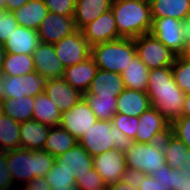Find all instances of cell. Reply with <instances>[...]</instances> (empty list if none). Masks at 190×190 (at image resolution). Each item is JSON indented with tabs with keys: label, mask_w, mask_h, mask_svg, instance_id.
<instances>
[{
	"label": "cell",
	"mask_w": 190,
	"mask_h": 190,
	"mask_svg": "<svg viewBox=\"0 0 190 190\" xmlns=\"http://www.w3.org/2000/svg\"><path fill=\"white\" fill-rule=\"evenodd\" d=\"M55 157L44 150L18 148L0 154V190H13L29 181L45 177Z\"/></svg>",
	"instance_id": "cell-1"
},
{
	"label": "cell",
	"mask_w": 190,
	"mask_h": 190,
	"mask_svg": "<svg viewBox=\"0 0 190 190\" xmlns=\"http://www.w3.org/2000/svg\"><path fill=\"white\" fill-rule=\"evenodd\" d=\"M146 93L170 124L181 117L186 94L175 83L171 66L150 69Z\"/></svg>",
	"instance_id": "cell-2"
},
{
	"label": "cell",
	"mask_w": 190,
	"mask_h": 190,
	"mask_svg": "<svg viewBox=\"0 0 190 190\" xmlns=\"http://www.w3.org/2000/svg\"><path fill=\"white\" fill-rule=\"evenodd\" d=\"M111 10L120 38L135 39L151 32L149 0H113Z\"/></svg>",
	"instance_id": "cell-3"
},
{
	"label": "cell",
	"mask_w": 190,
	"mask_h": 190,
	"mask_svg": "<svg viewBox=\"0 0 190 190\" xmlns=\"http://www.w3.org/2000/svg\"><path fill=\"white\" fill-rule=\"evenodd\" d=\"M133 143L132 139L112 125L111 120H97L78 140V144L92 157L112 149L126 153Z\"/></svg>",
	"instance_id": "cell-4"
},
{
	"label": "cell",
	"mask_w": 190,
	"mask_h": 190,
	"mask_svg": "<svg viewBox=\"0 0 190 190\" xmlns=\"http://www.w3.org/2000/svg\"><path fill=\"white\" fill-rule=\"evenodd\" d=\"M136 55L134 39L130 38H120L91 47V56L98 69L120 74Z\"/></svg>",
	"instance_id": "cell-5"
},
{
	"label": "cell",
	"mask_w": 190,
	"mask_h": 190,
	"mask_svg": "<svg viewBox=\"0 0 190 190\" xmlns=\"http://www.w3.org/2000/svg\"><path fill=\"white\" fill-rule=\"evenodd\" d=\"M126 167L140 170L146 175H151L165 165L162 141L152 143L134 142L125 153Z\"/></svg>",
	"instance_id": "cell-6"
},
{
	"label": "cell",
	"mask_w": 190,
	"mask_h": 190,
	"mask_svg": "<svg viewBox=\"0 0 190 190\" xmlns=\"http://www.w3.org/2000/svg\"><path fill=\"white\" fill-rule=\"evenodd\" d=\"M46 79L33 71L22 76L0 73V103L7 98L35 97L44 92Z\"/></svg>",
	"instance_id": "cell-7"
},
{
	"label": "cell",
	"mask_w": 190,
	"mask_h": 190,
	"mask_svg": "<svg viewBox=\"0 0 190 190\" xmlns=\"http://www.w3.org/2000/svg\"><path fill=\"white\" fill-rule=\"evenodd\" d=\"M136 54L148 69L172 66L177 55L169 50L151 33L134 39Z\"/></svg>",
	"instance_id": "cell-8"
},
{
	"label": "cell",
	"mask_w": 190,
	"mask_h": 190,
	"mask_svg": "<svg viewBox=\"0 0 190 190\" xmlns=\"http://www.w3.org/2000/svg\"><path fill=\"white\" fill-rule=\"evenodd\" d=\"M150 33L177 56L185 53L187 44L184 41L181 20L167 16L153 19Z\"/></svg>",
	"instance_id": "cell-9"
},
{
	"label": "cell",
	"mask_w": 190,
	"mask_h": 190,
	"mask_svg": "<svg viewBox=\"0 0 190 190\" xmlns=\"http://www.w3.org/2000/svg\"><path fill=\"white\" fill-rule=\"evenodd\" d=\"M138 119L135 142L152 143L162 141L170 132L171 124L153 106L143 112Z\"/></svg>",
	"instance_id": "cell-10"
},
{
	"label": "cell",
	"mask_w": 190,
	"mask_h": 190,
	"mask_svg": "<svg viewBox=\"0 0 190 190\" xmlns=\"http://www.w3.org/2000/svg\"><path fill=\"white\" fill-rule=\"evenodd\" d=\"M53 46L64 68L76 65L91 56V46L81 30L62 38Z\"/></svg>",
	"instance_id": "cell-11"
},
{
	"label": "cell",
	"mask_w": 190,
	"mask_h": 190,
	"mask_svg": "<svg viewBox=\"0 0 190 190\" xmlns=\"http://www.w3.org/2000/svg\"><path fill=\"white\" fill-rule=\"evenodd\" d=\"M97 121L84 98H81L71 109L62 113L60 125L78 141Z\"/></svg>",
	"instance_id": "cell-12"
},
{
	"label": "cell",
	"mask_w": 190,
	"mask_h": 190,
	"mask_svg": "<svg viewBox=\"0 0 190 190\" xmlns=\"http://www.w3.org/2000/svg\"><path fill=\"white\" fill-rule=\"evenodd\" d=\"M77 31L73 16H62L53 12H48L37 29L40 42L45 44H55Z\"/></svg>",
	"instance_id": "cell-13"
},
{
	"label": "cell",
	"mask_w": 190,
	"mask_h": 190,
	"mask_svg": "<svg viewBox=\"0 0 190 190\" xmlns=\"http://www.w3.org/2000/svg\"><path fill=\"white\" fill-rule=\"evenodd\" d=\"M93 167L107 185L123 179L126 171L125 153L116 149L105 151L93 157Z\"/></svg>",
	"instance_id": "cell-14"
},
{
	"label": "cell",
	"mask_w": 190,
	"mask_h": 190,
	"mask_svg": "<svg viewBox=\"0 0 190 190\" xmlns=\"http://www.w3.org/2000/svg\"><path fill=\"white\" fill-rule=\"evenodd\" d=\"M85 39L93 45L120 39L112 10L100 15L81 29Z\"/></svg>",
	"instance_id": "cell-15"
},
{
	"label": "cell",
	"mask_w": 190,
	"mask_h": 190,
	"mask_svg": "<svg viewBox=\"0 0 190 190\" xmlns=\"http://www.w3.org/2000/svg\"><path fill=\"white\" fill-rule=\"evenodd\" d=\"M35 72L43 78H59L63 76L64 66L55 54L53 44L40 43L32 52Z\"/></svg>",
	"instance_id": "cell-16"
},
{
	"label": "cell",
	"mask_w": 190,
	"mask_h": 190,
	"mask_svg": "<svg viewBox=\"0 0 190 190\" xmlns=\"http://www.w3.org/2000/svg\"><path fill=\"white\" fill-rule=\"evenodd\" d=\"M44 92L62 113L71 109L83 98V94L73 88L62 77L47 79Z\"/></svg>",
	"instance_id": "cell-17"
},
{
	"label": "cell",
	"mask_w": 190,
	"mask_h": 190,
	"mask_svg": "<svg viewBox=\"0 0 190 190\" xmlns=\"http://www.w3.org/2000/svg\"><path fill=\"white\" fill-rule=\"evenodd\" d=\"M124 89V82L120 73L98 69L89 89L83 95L118 97Z\"/></svg>",
	"instance_id": "cell-18"
},
{
	"label": "cell",
	"mask_w": 190,
	"mask_h": 190,
	"mask_svg": "<svg viewBox=\"0 0 190 190\" xmlns=\"http://www.w3.org/2000/svg\"><path fill=\"white\" fill-rule=\"evenodd\" d=\"M97 70L95 60L90 56L76 65L66 67L62 78L80 93L85 94Z\"/></svg>",
	"instance_id": "cell-19"
},
{
	"label": "cell",
	"mask_w": 190,
	"mask_h": 190,
	"mask_svg": "<svg viewBox=\"0 0 190 190\" xmlns=\"http://www.w3.org/2000/svg\"><path fill=\"white\" fill-rule=\"evenodd\" d=\"M40 43L37 30L18 25L3 45L6 53L32 54Z\"/></svg>",
	"instance_id": "cell-20"
},
{
	"label": "cell",
	"mask_w": 190,
	"mask_h": 190,
	"mask_svg": "<svg viewBox=\"0 0 190 190\" xmlns=\"http://www.w3.org/2000/svg\"><path fill=\"white\" fill-rule=\"evenodd\" d=\"M151 106L146 91L125 88L117 97V114L139 117Z\"/></svg>",
	"instance_id": "cell-21"
},
{
	"label": "cell",
	"mask_w": 190,
	"mask_h": 190,
	"mask_svg": "<svg viewBox=\"0 0 190 190\" xmlns=\"http://www.w3.org/2000/svg\"><path fill=\"white\" fill-rule=\"evenodd\" d=\"M166 164L176 169H190V150L174 134L169 132L162 139Z\"/></svg>",
	"instance_id": "cell-22"
},
{
	"label": "cell",
	"mask_w": 190,
	"mask_h": 190,
	"mask_svg": "<svg viewBox=\"0 0 190 190\" xmlns=\"http://www.w3.org/2000/svg\"><path fill=\"white\" fill-rule=\"evenodd\" d=\"M113 0H76L74 21L78 30L112 8Z\"/></svg>",
	"instance_id": "cell-23"
},
{
	"label": "cell",
	"mask_w": 190,
	"mask_h": 190,
	"mask_svg": "<svg viewBox=\"0 0 190 190\" xmlns=\"http://www.w3.org/2000/svg\"><path fill=\"white\" fill-rule=\"evenodd\" d=\"M51 127L34 119L20 123L21 148L29 150H43Z\"/></svg>",
	"instance_id": "cell-24"
},
{
	"label": "cell",
	"mask_w": 190,
	"mask_h": 190,
	"mask_svg": "<svg viewBox=\"0 0 190 190\" xmlns=\"http://www.w3.org/2000/svg\"><path fill=\"white\" fill-rule=\"evenodd\" d=\"M152 19L172 17L186 20L190 15V0H149Z\"/></svg>",
	"instance_id": "cell-25"
},
{
	"label": "cell",
	"mask_w": 190,
	"mask_h": 190,
	"mask_svg": "<svg viewBox=\"0 0 190 190\" xmlns=\"http://www.w3.org/2000/svg\"><path fill=\"white\" fill-rule=\"evenodd\" d=\"M55 162L72 171L75 175L93 168V157L78 143L65 153L56 156Z\"/></svg>",
	"instance_id": "cell-26"
},
{
	"label": "cell",
	"mask_w": 190,
	"mask_h": 190,
	"mask_svg": "<svg viewBox=\"0 0 190 190\" xmlns=\"http://www.w3.org/2000/svg\"><path fill=\"white\" fill-rule=\"evenodd\" d=\"M48 12L43 0H29L13 14L18 25L37 30Z\"/></svg>",
	"instance_id": "cell-27"
},
{
	"label": "cell",
	"mask_w": 190,
	"mask_h": 190,
	"mask_svg": "<svg viewBox=\"0 0 190 190\" xmlns=\"http://www.w3.org/2000/svg\"><path fill=\"white\" fill-rule=\"evenodd\" d=\"M34 100L32 119L49 127L59 126L62 112L45 92L35 96Z\"/></svg>",
	"instance_id": "cell-28"
},
{
	"label": "cell",
	"mask_w": 190,
	"mask_h": 190,
	"mask_svg": "<svg viewBox=\"0 0 190 190\" xmlns=\"http://www.w3.org/2000/svg\"><path fill=\"white\" fill-rule=\"evenodd\" d=\"M150 69L136 55L127 68L121 72L124 87L127 89L146 91Z\"/></svg>",
	"instance_id": "cell-29"
},
{
	"label": "cell",
	"mask_w": 190,
	"mask_h": 190,
	"mask_svg": "<svg viewBox=\"0 0 190 190\" xmlns=\"http://www.w3.org/2000/svg\"><path fill=\"white\" fill-rule=\"evenodd\" d=\"M34 103V97L26 95L15 99L7 98L0 103V111L21 123L32 119Z\"/></svg>",
	"instance_id": "cell-30"
},
{
	"label": "cell",
	"mask_w": 190,
	"mask_h": 190,
	"mask_svg": "<svg viewBox=\"0 0 190 190\" xmlns=\"http://www.w3.org/2000/svg\"><path fill=\"white\" fill-rule=\"evenodd\" d=\"M77 143L76 138L61 126H54L49 130L43 150L56 157L70 150Z\"/></svg>",
	"instance_id": "cell-31"
},
{
	"label": "cell",
	"mask_w": 190,
	"mask_h": 190,
	"mask_svg": "<svg viewBox=\"0 0 190 190\" xmlns=\"http://www.w3.org/2000/svg\"><path fill=\"white\" fill-rule=\"evenodd\" d=\"M21 148L20 123L0 111V154Z\"/></svg>",
	"instance_id": "cell-32"
},
{
	"label": "cell",
	"mask_w": 190,
	"mask_h": 190,
	"mask_svg": "<svg viewBox=\"0 0 190 190\" xmlns=\"http://www.w3.org/2000/svg\"><path fill=\"white\" fill-rule=\"evenodd\" d=\"M35 71L32 54L6 53L0 73L22 76Z\"/></svg>",
	"instance_id": "cell-33"
},
{
	"label": "cell",
	"mask_w": 190,
	"mask_h": 190,
	"mask_svg": "<svg viewBox=\"0 0 190 190\" xmlns=\"http://www.w3.org/2000/svg\"><path fill=\"white\" fill-rule=\"evenodd\" d=\"M83 98L96 115L97 120H112L116 114L117 97L115 96L83 95Z\"/></svg>",
	"instance_id": "cell-34"
},
{
	"label": "cell",
	"mask_w": 190,
	"mask_h": 190,
	"mask_svg": "<svg viewBox=\"0 0 190 190\" xmlns=\"http://www.w3.org/2000/svg\"><path fill=\"white\" fill-rule=\"evenodd\" d=\"M171 71L177 86L186 95H190V59L184 55L177 56Z\"/></svg>",
	"instance_id": "cell-35"
},
{
	"label": "cell",
	"mask_w": 190,
	"mask_h": 190,
	"mask_svg": "<svg viewBox=\"0 0 190 190\" xmlns=\"http://www.w3.org/2000/svg\"><path fill=\"white\" fill-rule=\"evenodd\" d=\"M45 179L51 188H67L69 185H76L75 174L56 162L45 175Z\"/></svg>",
	"instance_id": "cell-36"
},
{
	"label": "cell",
	"mask_w": 190,
	"mask_h": 190,
	"mask_svg": "<svg viewBox=\"0 0 190 190\" xmlns=\"http://www.w3.org/2000/svg\"><path fill=\"white\" fill-rule=\"evenodd\" d=\"M75 181L79 190H102L108 186L94 167L87 172L76 173Z\"/></svg>",
	"instance_id": "cell-37"
},
{
	"label": "cell",
	"mask_w": 190,
	"mask_h": 190,
	"mask_svg": "<svg viewBox=\"0 0 190 190\" xmlns=\"http://www.w3.org/2000/svg\"><path fill=\"white\" fill-rule=\"evenodd\" d=\"M111 121L113 126L117 127L123 134L135 142V134L139 122L138 117L116 113Z\"/></svg>",
	"instance_id": "cell-38"
},
{
	"label": "cell",
	"mask_w": 190,
	"mask_h": 190,
	"mask_svg": "<svg viewBox=\"0 0 190 190\" xmlns=\"http://www.w3.org/2000/svg\"><path fill=\"white\" fill-rule=\"evenodd\" d=\"M170 132L190 150V117L181 116L171 124Z\"/></svg>",
	"instance_id": "cell-39"
},
{
	"label": "cell",
	"mask_w": 190,
	"mask_h": 190,
	"mask_svg": "<svg viewBox=\"0 0 190 190\" xmlns=\"http://www.w3.org/2000/svg\"><path fill=\"white\" fill-rule=\"evenodd\" d=\"M49 12L62 16H74L76 0H43Z\"/></svg>",
	"instance_id": "cell-40"
},
{
	"label": "cell",
	"mask_w": 190,
	"mask_h": 190,
	"mask_svg": "<svg viewBox=\"0 0 190 190\" xmlns=\"http://www.w3.org/2000/svg\"><path fill=\"white\" fill-rule=\"evenodd\" d=\"M176 174H179L176 168L170 167L168 164L161 165L160 169L152 173L151 176L165 185L166 189L173 190L175 186Z\"/></svg>",
	"instance_id": "cell-41"
},
{
	"label": "cell",
	"mask_w": 190,
	"mask_h": 190,
	"mask_svg": "<svg viewBox=\"0 0 190 190\" xmlns=\"http://www.w3.org/2000/svg\"><path fill=\"white\" fill-rule=\"evenodd\" d=\"M18 27V23L15 20L14 14L8 12L6 15H1L0 18V43H4Z\"/></svg>",
	"instance_id": "cell-42"
},
{
	"label": "cell",
	"mask_w": 190,
	"mask_h": 190,
	"mask_svg": "<svg viewBox=\"0 0 190 190\" xmlns=\"http://www.w3.org/2000/svg\"><path fill=\"white\" fill-rule=\"evenodd\" d=\"M145 176L146 174L142 171L127 167L122 180L128 184H132L135 190H139Z\"/></svg>",
	"instance_id": "cell-43"
},
{
	"label": "cell",
	"mask_w": 190,
	"mask_h": 190,
	"mask_svg": "<svg viewBox=\"0 0 190 190\" xmlns=\"http://www.w3.org/2000/svg\"><path fill=\"white\" fill-rule=\"evenodd\" d=\"M175 186L173 190H190V169H177Z\"/></svg>",
	"instance_id": "cell-44"
},
{
	"label": "cell",
	"mask_w": 190,
	"mask_h": 190,
	"mask_svg": "<svg viewBox=\"0 0 190 190\" xmlns=\"http://www.w3.org/2000/svg\"><path fill=\"white\" fill-rule=\"evenodd\" d=\"M13 190H51V187L47 183L45 177H38Z\"/></svg>",
	"instance_id": "cell-45"
},
{
	"label": "cell",
	"mask_w": 190,
	"mask_h": 190,
	"mask_svg": "<svg viewBox=\"0 0 190 190\" xmlns=\"http://www.w3.org/2000/svg\"><path fill=\"white\" fill-rule=\"evenodd\" d=\"M139 190H168L165 185L156 181L151 175H146Z\"/></svg>",
	"instance_id": "cell-46"
},
{
	"label": "cell",
	"mask_w": 190,
	"mask_h": 190,
	"mask_svg": "<svg viewBox=\"0 0 190 190\" xmlns=\"http://www.w3.org/2000/svg\"><path fill=\"white\" fill-rule=\"evenodd\" d=\"M29 0H5V9L7 12L13 13L24 4H26Z\"/></svg>",
	"instance_id": "cell-47"
},
{
	"label": "cell",
	"mask_w": 190,
	"mask_h": 190,
	"mask_svg": "<svg viewBox=\"0 0 190 190\" xmlns=\"http://www.w3.org/2000/svg\"><path fill=\"white\" fill-rule=\"evenodd\" d=\"M108 186L109 190H135L132 184H128L122 179Z\"/></svg>",
	"instance_id": "cell-48"
},
{
	"label": "cell",
	"mask_w": 190,
	"mask_h": 190,
	"mask_svg": "<svg viewBox=\"0 0 190 190\" xmlns=\"http://www.w3.org/2000/svg\"><path fill=\"white\" fill-rule=\"evenodd\" d=\"M182 30L184 32V41L188 44L190 42V15L186 20L182 21Z\"/></svg>",
	"instance_id": "cell-49"
},
{
	"label": "cell",
	"mask_w": 190,
	"mask_h": 190,
	"mask_svg": "<svg viewBox=\"0 0 190 190\" xmlns=\"http://www.w3.org/2000/svg\"><path fill=\"white\" fill-rule=\"evenodd\" d=\"M181 116L190 117V95L185 96L184 107Z\"/></svg>",
	"instance_id": "cell-50"
},
{
	"label": "cell",
	"mask_w": 190,
	"mask_h": 190,
	"mask_svg": "<svg viewBox=\"0 0 190 190\" xmlns=\"http://www.w3.org/2000/svg\"><path fill=\"white\" fill-rule=\"evenodd\" d=\"M5 55H6V50L4 48V45L2 43H0V70H1L2 65H3Z\"/></svg>",
	"instance_id": "cell-51"
},
{
	"label": "cell",
	"mask_w": 190,
	"mask_h": 190,
	"mask_svg": "<svg viewBox=\"0 0 190 190\" xmlns=\"http://www.w3.org/2000/svg\"><path fill=\"white\" fill-rule=\"evenodd\" d=\"M51 190H79L76 185H69L67 188H51Z\"/></svg>",
	"instance_id": "cell-52"
},
{
	"label": "cell",
	"mask_w": 190,
	"mask_h": 190,
	"mask_svg": "<svg viewBox=\"0 0 190 190\" xmlns=\"http://www.w3.org/2000/svg\"><path fill=\"white\" fill-rule=\"evenodd\" d=\"M186 58L190 59V42L187 44L185 53L183 54Z\"/></svg>",
	"instance_id": "cell-53"
},
{
	"label": "cell",
	"mask_w": 190,
	"mask_h": 190,
	"mask_svg": "<svg viewBox=\"0 0 190 190\" xmlns=\"http://www.w3.org/2000/svg\"><path fill=\"white\" fill-rule=\"evenodd\" d=\"M8 12L5 8L3 7H0V18H1V15H6Z\"/></svg>",
	"instance_id": "cell-54"
},
{
	"label": "cell",
	"mask_w": 190,
	"mask_h": 190,
	"mask_svg": "<svg viewBox=\"0 0 190 190\" xmlns=\"http://www.w3.org/2000/svg\"><path fill=\"white\" fill-rule=\"evenodd\" d=\"M0 7L5 8V0H0Z\"/></svg>",
	"instance_id": "cell-55"
},
{
	"label": "cell",
	"mask_w": 190,
	"mask_h": 190,
	"mask_svg": "<svg viewBox=\"0 0 190 190\" xmlns=\"http://www.w3.org/2000/svg\"><path fill=\"white\" fill-rule=\"evenodd\" d=\"M102 190H109V186L105 187V188H104V189H102Z\"/></svg>",
	"instance_id": "cell-56"
}]
</instances>
